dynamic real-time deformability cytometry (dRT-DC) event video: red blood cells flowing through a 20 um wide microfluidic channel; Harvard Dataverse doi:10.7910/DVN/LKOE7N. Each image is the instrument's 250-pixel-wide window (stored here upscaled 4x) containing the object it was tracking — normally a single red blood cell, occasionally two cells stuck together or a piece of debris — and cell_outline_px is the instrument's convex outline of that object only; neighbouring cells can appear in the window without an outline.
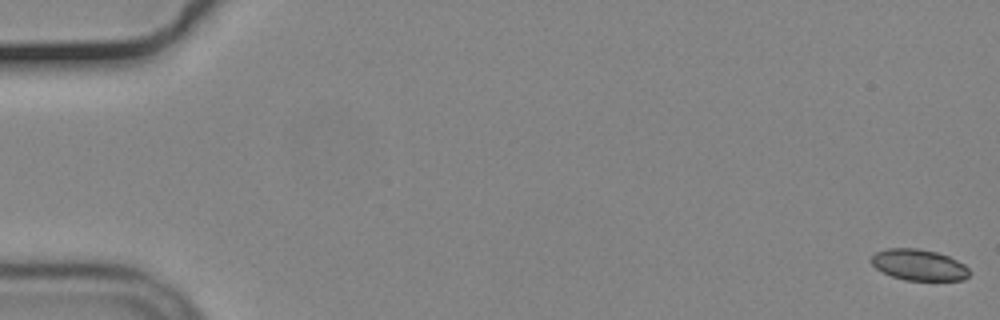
{"species": "common noctule bat (a hibernating species)", "species_latin": "Nyctalus noctula", "temperature_condition": "cold", "stored_images_in_passage": 18, "camera_frame_rate_fps": 3000, "um_per_image_px": 0.085, "animal": {"sex": "male", "body_mass_g": 19.2, "forearm_length_mm": 51.8}, "frame": {"image": 1, "passage_image": 1, "time_ms": 0.0, "image_size_px": [1000, 320], "cell_outline_px": [[968, 276], [964, 280], [904, 280], [892, 276], [876, 268], [872, 264], [872, 256], [876, 252], [888, 248], [916, 248], [936, 252], [948, 256], [964, 264], [968, 268]], "centroid_in_image_um": [78.1, 22.51], "position_along_channel_um": 6.9, "area_um2": 17.57}}
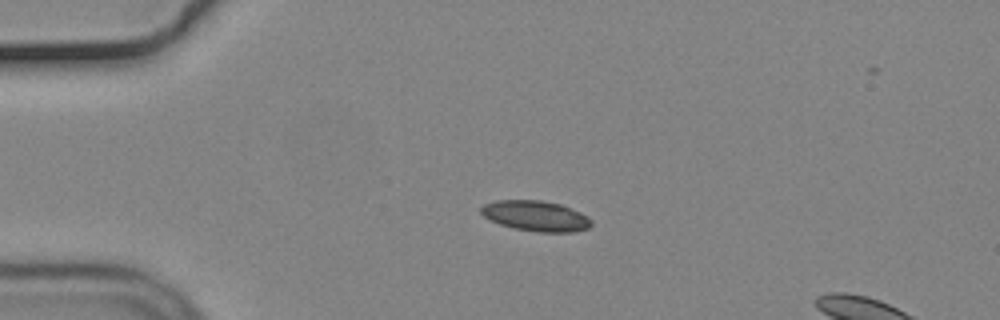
{"frame": {"image": 2, "passage_image": 14, "time_ms": 4.333, "image_size_px": [1000, 320], "cell_outline_px": [[592, 224], [588, 228], [576, 232], [536, 232], [516, 228], [500, 224], [484, 216], [480, 212], [480, 208], [484, 204], [496, 200], [540, 200], [560, 204], [580, 212], [588, 216], [592, 220]], "centroid_in_image_um": [45.56, 18.35], "position_along_channel_um": 39.4, "area_um2": 19.54}}